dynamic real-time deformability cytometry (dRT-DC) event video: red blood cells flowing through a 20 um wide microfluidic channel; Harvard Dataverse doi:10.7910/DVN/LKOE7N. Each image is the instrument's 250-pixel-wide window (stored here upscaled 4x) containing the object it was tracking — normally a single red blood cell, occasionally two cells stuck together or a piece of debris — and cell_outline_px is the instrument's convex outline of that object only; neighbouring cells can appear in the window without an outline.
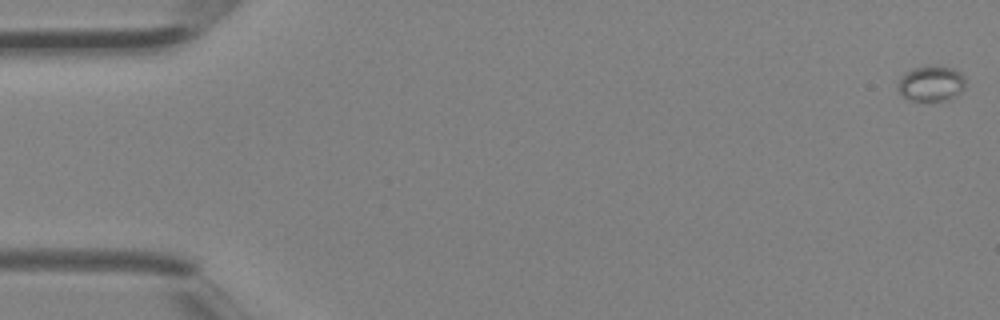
{"species": "Egyptian fruit bat (a non-hibernating species)", "species_latin": "Rousettus aegyptiacus", "temperature_condition": "room temperature", "stored_images_in_passage": 4, "camera_frame_rate_fps": 3000, "um_per_image_px": 0.085, "animal": {"sex": "female"}, "frame": {"image": 1, "passage_image": 1, "time_ms": 0.0, "image_size_px": [1000, 320], "cell_outline_px": [[964, 88], [952, 100], [908, 100], [900, 96], [896, 88], [900, 76], [912, 68], [952, 68], [960, 72], [964, 76]], "centroid_in_image_um": [79.1, 7.15], "position_along_channel_um": 5.9, "area_um2": 13.81}}